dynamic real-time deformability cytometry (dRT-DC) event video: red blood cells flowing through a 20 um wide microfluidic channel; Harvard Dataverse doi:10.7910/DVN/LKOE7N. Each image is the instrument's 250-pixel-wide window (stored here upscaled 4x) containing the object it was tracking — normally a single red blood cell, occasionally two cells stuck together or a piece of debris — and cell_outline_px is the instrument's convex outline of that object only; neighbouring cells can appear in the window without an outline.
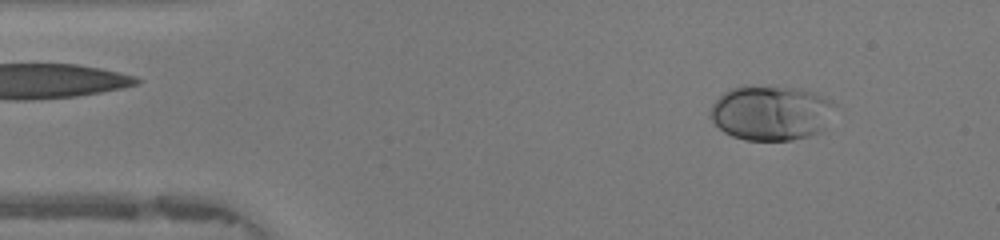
{"species": "human", "species_latin": "Homo sapiens", "temperature_condition": "warm", "stored_images_in_passage": 47, "camera_frame_rate_fps": 3000, "um_per_image_px": 0.085, "donor": {"sex": "female"}, "frame": {"image": 1, "passage_image": 5, "time_ms": 1.333, "image_size_px": [1000, 240], "cell_outline_px": [[836, 104], [820, 132], [808, 136], [792, 140], [744, 140], [732, 136], [724, 132], [712, 120], [712, 104], [724, 92], [732, 88], [800, 88], [816, 92], [832, 100]], "centroid_in_image_um": [65.57, 9.62], "position_along_channel_um": 19.4, "area_um2": 39.02}}
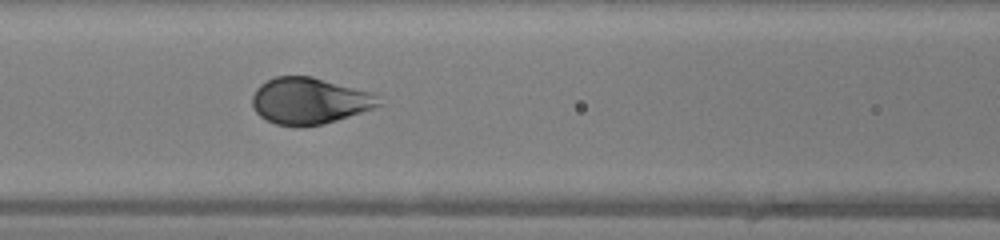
{"frame": {"image": 2, "passage_image": 19, "time_ms": 6.0, "image_size_px": [1000, 240], "cell_outline_px": [[384, 104], [324, 124], [300, 128], [296, 128], [276, 124], [260, 116], [252, 108], [252, 96], [256, 88], [260, 84], [276, 76], [308, 76], [372, 92]], "centroid_in_image_um": [26.26, 8.59], "position_along_channel_um": 140.3, "area_um2": 34.22}}
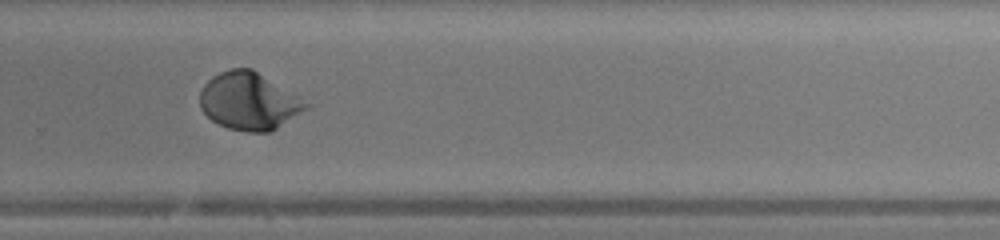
{"frame": {"image": 3, "passage_image": 31, "time_ms": 10.0, "image_size_px": [1000, 240], "cell_outline_px": [[316, 104], [272, 132], [244, 132], [228, 128], [212, 120], [200, 108], [200, 92], [204, 84], [212, 76], [220, 72], [232, 68], [252, 68]], "centroid_in_image_um": [21.26, 8.6], "position_along_channel_um": 308.5, "area_um2": 36.36}, "authors_computed_cell_mechanics": {"area_um2": 35.4892, "velocity_mm_per_s": 4.2259, "shape_relaxation_time_tau1_ms": 2.8812, "shape_relaxation_time_tau2_ms": null, "deformation_change_tau1": 0.1964, "deformation_change_tau2": null}}